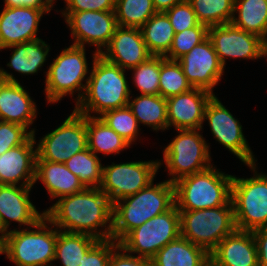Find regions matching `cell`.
<instances>
[{
	"mask_svg": "<svg viewBox=\"0 0 267 266\" xmlns=\"http://www.w3.org/2000/svg\"><path fill=\"white\" fill-rule=\"evenodd\" d=\"M173 140L163 148V159L159 168L165 164L168 181L175 183L179 179L201 172L213 165L210 143H207L201 131L203 129H178Z\"/></svg>",
	"mask_w": 267,
	"mask_h": 266,
	"instance_id": "7",
	"label": "cell"
},
{
	"mask_svg": "<svg viewBox=\"0 0 267 266\" xmlns=\"http://www.w3.org/2000/svg\"><path fill=\"white\" fill-rule=\"evenodd\" d=\"M165 13L170 19L174 33H180L199 24L195 12L188 1L174 5Z\"/></svg>",
	"mask_w": 267,
	"mask_h": 266,
	"instance_id": "41",
	"label": "cell"
},
{
	"mask_svg": "<svg viewBox=\"0 0 267 266\" xmlns=\"http://www.w3.org/2000/svg\"><path fill=\"white\" fill-rule=\"evenodd\" d=\"M6 49H13L10 54V61L7 67L13 69L16 73L28 76L35 75L45 66L51 50L50 45L39 38L33 41L24 42L20 44L7 47Z\"/></svg>",
	"mask_w": 267,
	"mask_h": 266,
	"instance_id": "26",
	"label": "cell"
},
{
	"mask_svg": "<svg viewBox=\"0 0 267 266\" xmlns=\"http://www.w3.org/2000/svg\"><path fill=\"white\" fill-rule=\"evenodd\" d=\"M0 12V51L16 44L39 39V24L43 14L55 9L30 6L3 7Z\"/></svg>",
	"mask_w": 267,
	"mask_h": 266,
	"instance_id": "18",
	"label": "cell"
},
{
	"mask_svg": "<svg viewBox=\"0 0 267 266\" xmlns=\"http://www.w3.org/2000/svg\"><path fill=\"white\" fill-rule=\"evenodd\" d=\"M56 240L57 228L44 216L32 227L7 232L6 258L16 266H53Z\"/></svg>",
	"mask_w": 267,
	"mask_h": 266,
	"instance_id": "6",
	"label": "cell"
},
{
	"mask_svg": "<svg viewBox=\"0 0 267 266\" xmlns=\"http://www.w3.org/2000/svg\"><path fill=\"white\" fill-rule=\"evenodd\" d=\"M199 23L207 27L231 22L235 0H187Z\"/></svg>",
	"mask_w": 267,
	"mask_h": 266,
	"instance_id": "33",
	"label": "cell"
},
{
	"mask_svg": "<svg viewBox=\"0 0 267 266\" xmlns=\"http://www.w3.org/2000/svg\"><path fill=\"white\" fill-rule=\"evenodd\" d=\"M0 229H2V223H1V219H0Z\"/></svg>",
	"mask_w": 267,
	"mask_h": 266,
	"instance_id": "51",
	"label": "cell"
},
{
	"mask_svg": "<svg viewBox=\"0 0 267 266\" xmlns=\"http://www.w3.org/2000/svg\"><path fill=\"white\" fill-rule=\"evenodd\" d=\"M129 71L132 72V84L140 94L159 95L160 56H151Z\"/></svg>",
	"mask_w": 267,
	"mask_h": 266,
	"instance_id": "37",
	"label": "cell"
},
{
	"mask_svg": "<svg viewBox=\"0 0 267 266\" xmlns=\"http://www.w3.org/2000/svg\"><path fill=\"white\" fill-rule=\"evenodd\" d=\"M69 28L72 45L96 47L98 54L109 45L118 27L115 11L61 12Z\"/></svg>",
	"mask_w": 267,
	"mask_h": 266,
	"instance_id": "14",
	"label": "cell"
},
{
	"mask_svg": "<svg viewBox=\"0 0 267 266\" xmlns=\"http://www.w3.org/2000/svg\"><path fill=\"white\" fill-rule=\"evenodd\" d=\"M156 12H166L174 5L185 2L187 0H152Z\"/></svg>",
	"mask_w": 267,
	"mask_h": 266,
	"instance_id": "46",
	"label": "cell"
},
{
	"mask_svg": "<svg viewBox=\"0 0 267 266\" xmlns=\"http://www.w3.org/2000/svg\"><path fill=\"white\" fill-rule=\"evenodd\" d=\"M100 55L127 71L153 56L147 49L140 28L120 26Z\"/></svg>",
	"mask_w": 267,
	"mask_h": 266,
	"instance_id": "22",
	"label": "cell"
},
{
	"mask_svg": "<svg viewBox=\"0 0 267 266\" xmlns=\"http://www.w3.org/2000/svg\"><path fill=\"white\" fill-rule=\"evenodd\" d=\"M92 52V66L86 89L74 110L84 116L99 117L105 111L128 106L132 90L126 70L107 61L96 51Z\"/></svg>",
	"mask_w": 267,
	"mask_h": 266,
	"instance_id": "2",
	"label": "cell"
},
{
	"mask_svg": "<svg viewBox=\"0 0 267 266\" xmlns=\"http://www.w3.org/2000/svg\"><path fill=\"white\" fill-rule=\"evenodd\" d=\"M159 160L112 162L103 165L102 182L99 189L110 199L111 203L136 194L147 187L156 178Z\"/></svg>",
	"mask_w": 267,
	"mask_h": 266,
	"instance_id": "12",
	"label": "cell"
},
{
	"mask_svg": "<svg viewBox=\"0 0 267 266\" xmlns=\"http://www.w3.org/2000/svg\"><path fill=\"white\" fill-rule=\"evenodd\" d=\"M119 246L115 240H98L82 257L79 266H108L112 252Z\"/></svg>",
	"mask_w": 267,
	"mask_h": 266,
	"instance_id": "40",
	"label": "cell"
},
{
	"mask_svg": "<svg viewBox=\"0 0 267 266\" xmlns=\"http://www.w3.org/2000/svg\"><path fill=\"white\" fill-rule=\"evenodd\" d=\"M33 134L24 126L0 121V155L24 144Z\"/></svg>",
	"mask_w": 267,
	"mask_h": 266,
	"instance_id": "39",
	"label": "cell"
},
{
	"mask_svg": "<svg viewBox=\"0 0 267 266\" xmlns=\"http://www.w3.org/2000/svg\"><path fill=\"white\" fill-rule=\"evenodd\" d=\"M86 50V47L71 44L53 58L44 71V93L48 104L59 103L68 95L72 98L76 96L73 99L75 105L82 99L90 76Z\"/></svg>",
	"mask_w": 267,
	"mask_h": 266,
	"instance_id": "5",
	"label": "cell"
},
{
	"mask_svg": "<svg viewBox=\"0 0 267 266\" xmlns=\"http://www.w3.org/2000/svg\"><path fill=\"white\" fill-rule=\"evenodd\" d=\"M208 38L224 68L228 58L247 61L264 58V39L231 23L208 27Z\"/></svg>",
	"mask_w": 267,
	"mask_h": 266,
	"instance_id": "15",
	"label": "cell"
},
{
	"mask_svg": "<svg viewBox=\"0 0 267 266\" xmlns=\"http://www.w3.org/2000/svg\"><path fill=\"white\" fill-rule=\"evenodd\" d=\"M205 122L208 123L214 139L245 166L257 162V158L255 159V155L243 134L241 122L233 116L215 94L205 107Z\"/></svg>",
	"mask_w": 267,
	"mask_h": 266,
	"instance_id": "13",
	"label": "cell"
},
{
	"mask_svg": "<svg viewBox=\"0 0 267 266\" xmlns=\"http://www.w3.org/2000/svg\"><path fill=\"white\" fill-rule=\"evenodd\" d=\"M258 255V266H267V226L252 231Z\"/></svg>",
	"mask_w": 267,
	"mask_h": 266,
	"instance_id": "44",
	"label": "cell"
},
{
	"mask_svg": "<svg viewBox=\"0 0 267 266\" xmlns=\"http://www.w3.org/2000/svg\"><path fill=\"white\" fill-rule=\"evenodd\" d=\"M174 204L173 183L151 182L136 194L113 203L111 238L119 243L131 230L168 211Z\"/></svg>",
	"mask_w": 267,
	"mask_h": 266,
	"instance_id": "3",
	"label": "cell"
},
{
	"mask_svg": "<svg viewBox=\"0 0 267 266\" xmlns=\"http://www.w3.org/2000/svg\"><path fill=\"white\" fill-rule=\"evenodd\" d=\"M36 135L0 155V184L35 185Z\"/></svg>",
	"mask_w": 267,
	"mask_h": 266,
	"instance_id": "21",
	"label": "cell"
},
{
	"mask_svg": "<svg viewBox=\"0 0 267 266\" xmlns=\"http://www.w3.org/2000/svg\"><path fill=\"white\" fill-rule=\"evenodd\" d=\"M218 266H258L257 245L252 231L236 230L210 253Z\"/></svg>",
	"mask_w": 267,
	"mask_h": 266,
	"instance_id": "23",
	"label": "cell"
},
{
	"mask_svg": "<svg viewBox=\"0 0 267 266\" xmlns=\"http://www.w3.org/2000/svg\"><path fill=\"white\" fill-rule=\"evenodd\" d=\"M99 117L131 146L141 140L140 125L128 106L105 111Z\"/></svg>",
	"mask_w": 267,
	"mask_h": 266,
	"instance_id": "36",
	"label": "cell"
},
{
	"mask_svg": "<svg viewBox=\"0 0 267 266\" xmlns=\"http://www.w3.org/2000/svg\"><path fill=\"white\" fill-rule=\"evenodd\" d=\"M41 181L50 200L79 193L85 188L64 163L36 160L35 184Z\"/></svg>",
	"mask_w": 267,
	"mask_h": 266,
	"instance_id": "24",
	"label": "cell"
},
{
	"mask_svg": "<svg viewBox=\"0 0 267 266\" xmlns=\"http://www.w3.org/2000/svg\"><path fill=\"white\" fill-rule=\"evenodd\" d=\"M65 7L56 12L115 11L116 0H64Z\"/></svg>",
	"mask_w": 267,
	"mask_h": 266,
	"instance_id": "42",
	"label": "cell"
},
{
	"mask_svg": "<svg viewBox=\"0 0 267 266\" xmlns=\"http://www.w3.org/2000/svg\"><path fill=\"white\" fill-rule=\"evenodd\" d=\"M202 266H218L211 258H209Z\"/></svg>",
	"mask_w": 267,
	"mask_h": 266,
	"instance_id": "48",
	"label": "cell"
},
{
	"mask_svg": "<svg viewBox=\"0 0 267 266\" xmlns=\"http://www.w3.org/2000/svg\"><path fill=\"white\" fill-rule=\"evenodd\" d=\"M180 235L209 254L237 230L232 201L216 208L179 211Z\"/></svg>",
	"mask_w": 267,
	"mask_h": 266,
	"instance_id": "9",
	"label": "cell"
},
{
	"mask_svg": "<svg viewBox=\"0 0 267 266\" xmlns=\"http://www.w3.org/2000/svg\"><path fill=\"white\" fill-rule=\"evenodd\" d=\"M38 109L35 100L30 96L13 73L0 67V121L10 122L26 127L32 134Z\"/></svg>",
	"mask_w": 267,
	"mask_h": 266,
	"instance_id": "16",
	"label": "cell"
},
{
	"mask_svg": "<svg viewBox=\"0 0 267 266\" xmlns=\"http://www.w3.org/2000/svg\"><path fill=\"white\" fill-rule=\"evenodd\" d=\"M140 30L153 56H165L169 52L175 33L166 13L156 12Z\"/></svg>",
	"mask_w": 267,
	"mask_h": 266,
	"instance_id": "30",
	"label": "cell"
},
{
	"mask_svg": "<svg viewBox=\"0 0 267 266\" xmlns=\"http://www.w3.org/2000/svg\"><path fill=\"white\" fill-rule=\"evenodd\" d=\"M4 7L30 6L35 8H53L50 0H3Z\"/></svg>",
	"mask_w": 267,
	"mask_h": 266,
	"instance_id": "45",
	"label": "cell"
},
{
	"mask_svg": "<svg viewBox=\"0 0 267 266\" xmlns=\"http://www.w3.org/2000/svg\"><path fill=\"white\" fill-rule=\"evenodd\" d=\"M66 167L78 177L84 188H99L102 182L103 164L101 158L88 148L76 153L65 163Z\"/></svg>",
	"mask_w": 267,
	"mask_h": 266,
	"instance_id": "32",
	"label": "cell"
},
{
	"mask_svg": "<svg viewBox=\"0 0 267 266\" xmlns=\"http://www.w3.org/2000/svg\"><path fill=\"white\" fill-rule=\"evenodd\" d=\"M177 61L193 88H201L214 94L213 90L223 78L225 68L208 37Z\"/></svg>",
	"mask_w": 267,
	"mask_h": 266,
	"instance_id": "17",
	"label": "cell"
},
{
	"mask_svg": "<svg viewBox=\"0 0 267 266\" xmlns=\"http://www.w3.org/2000/svg\"><path fill=\"white\" fill-rule=\"evenodd\" d=\"M207 37L208 27L201 23L196 27L185 29L180 33H175L172 46L164 58L168 60H178Z\"/></svg>",
	"mask_w": 267,
	"mask_h": 266,
	"instance_id": "38",
	"label": "cell"
},
{
	"mask_svg": "<svg viewBox=\"0 0 267 266\" xmlns=\"http://www.w3.org/2000/svg\"><path fill=\"white\" fill-rule=\"evenodd\" d=\"M45 211V217L60 231L111 239L113 204L99 188L59 198Z\"/></svg>",
	"mask_w": 267,
	"mask_h": 266,
	"instance_id": "1",
	"label": "cell"
},
{
	"mask_svg": "<svg viewBox=\"0 0 267 266\" xmlns=\"http://www.w3.org/2000/svg\"><path fill=\"white\" fill-rule=\"evenodd\" d=\"M156 10L152 0H116L115 15L120 27L141 28Z\"/></svg>",
	"mask_w": 267,
	"mask_h": 266,
	"instance_id": "34",
	"label": "cell"
},
{
	"mask_svg": "<svg viewBox=\"0 0 267 266\" xmlns=\"http://www.w3.org/2000/svg\"><path fill=\"white\" fill-rule=\"evenodd\" d=\"M54 5H55V2H57L56 0H50Z\"/></svg>",
	"mask_w": 267,
	"mask_h": 266,
	"instance_id": "50",
	"label": "cell"
},
{
	"mask_svg": "<svg viewBox=\"0 0 267 266\" xmlns=\"http://www.w3.org/2000/svg\"><path fill=\"white\" fill-rule=\"evenodd\" d=\"M87 148L86 116L73 109L61 125L36 140V160L65 163Z\"/></svg>",
	"mask_w": 267,
	"mask_h": 266,
	"instance_id": "11",
	"label": "cell"
},
{
	"mask_svg": "<svg viewBox=\"0 0 267 266\" xmlns=\"http://www.w3.org/2000/svg\"><path fill=\"white\" fill-rule=\"evenodd\" d=\"M192 88L179 62L160 56L159 95L167 99L188 92Z\"/></svg>",
	"mask_w": 267,
	"mask_h": 266,
	"instance_id": "35",
	"label": "cell"
},
{
	"mask_svg": "<svg viewBox=\"0 0 267 266\" xmlns=\"http://www.w3.org/2000/svg\"><path fill=\"white\" fill-rule=\"evenodd\" d=\"M34 186L2 185L0 184V219L2 230L9 232L11 222L18 223V228L34 226L45 211H38L31 202L30 196Z\"/></svg>",
	"mask_w": 267,
	"mask_h": 266,
	"instance_id": "19",
	"label": "cell"
},
{
	"mask_svg": "<svg viewBox=\"0 0 267 266\" xmlns=\"http://www.w3.org/2000/svg\"><path fill=\"white\" fill-rule=\"evenodd\" d=\"M210 254L181 235L161 248L151 259V266H202Z\"/></svg>",
	"mask_w": 267,
	"mask_h": 266,
	"instance_id": "25",
	"label": "cell"
},
{
	"mask_svg": "<svg viewBox=\"0 0 267 266\" xmlns=\"http://www.w3.org/2000/svg\"><path fill=\"white\" fill-rule=\"evenodd\" d=\"M264 58L267 59V37L264 39Z\"/></svg>",
	"mask_w": 267,
	"mask_h": 266,
	"instance_id": "49",
	"label": "cell"
},
{
	"mask_svg": "<svg viewBox=\"0 0 267 266\" xmlns=\"http://www.w3.org/2000/svg\"><path fill=\"white\" fill-rule=\"evenodd\" d=\"M7 232L0 229V255L6 257Z\"/></svg>",
	"mask_w": 267,
	"mask_h": 266,
	"instance_id": "47",
	"label": "cell"
},
{
	"mask_svg": "<svg viewBox=\"0 0 267 266\" xmlns=\"http://www.w3.org/2000/svg\"><path fill=\"white\" fill-rule=\"evenodd\" d=\"M133 95H130L128 107L139 125L150 127L155 132L168 130L167 100L161 95Z\"/></svg>",
	"mask_w": 267,
	"mask_h": 266,
	"instance_id": "27",
	"label": "cell"
},
{
	"mask_svg": "<svg viewBox=\"0 0 267 266\" xmlns=\"http://www.w3.org/2000/svg\"><path fill=\"white\" fill-rule=\"evenodd\" d=\"M108 266H151L150 259L126 252L120 245L112 252Z\"/></svg>",
	"mask_w": 267,
	"mask_h": 266,
	"instance_id": "43",
	"label": "cell"
},
{
	"mask_svg": "<svg viewBox=\"0 0 267 266\" xmlns=\"http://www.w3.org/2000/svg\"><path fill=\"white\" fill-rule=\"evenodd\" d=\"M179 236L180 215L174 204L168 211L131 230L119 245L132 255L151 259L161 248Z\"/></svg>",
	"mask_w": 267,
	"mask_h": 266,
	"instance_id": "10",
	"label": "cell"
},
{
	"mask_svg": "<svg viewBox=\"0 0 267 266\" xmlns=\"http://www.w3.org/2000/svg\"><path fill=\"white\" fill-rule=\"evenodd\" d=\"M88 149L99 157L119 155L125 149L131 148L130 144L117 132L110 128L100 117L86 116Z\"/></svg>",
	"mask_w": 267,
	"mask_h": 266,
	"instance_id": "28",
	"label": "cell"
},
{
	"mask_svg": "<svg viewBox=\"0 0 267 266\" xmlns=\"http://www.w3.org/2000/svg\"><path fill=\"white\" fill-rule=\"evenodd\" d=\"M98 240L90 235L68 233L57 228V240L55 244V258L61 266H79L83 255Z\"/></svg>",
	"mask_w": 267,
	"mask_h": 266,
	"instance_id": "31",
	"label": "cell"
},
{
	"mask_svg": "<svg viewBox=\"0 0 267 266\" xmlns=\"http://www.w3.org/2000/svg\"><path fill=\"white\" fill-rule=\"evenodd\" d=\"M214 94L201 88L167 98L168 130L203 129L204 111Z\"/></svg>",
	"mask_w": 267,
	"mask_h": 266,
	"instance_id": "20",
	"label": "cell"
},
{
	"mask_svg": "<svg viewBox=\"0 0 267 266\" xmlns=\"http://www.w3.org/2000/svg\"><path fill=\"white\" fill-rule=\"evenodd\" d=\"M258 164L247 165L253 172L249 178L233 175L231 201L236 227L240 231L267 226V173L259 172Z\"/></svg>",
	"mask_w": 267,
	"mask_h": 266,
	"instance_id": "8",
	"label": "cell"
},
{
	"mask_svg": "<svg viewBox=\"0 0 267 266\" xmlns=\"http://www.w3.org/2000/svg\"><path fill=\"white\" fill-rule=\"evenodd\" d=\"M230 23L265 39L267 37V0H235Z\"/></svg>",
	"mask_w": 267,
	"mask_h": 266,
	"instance_id": "29",
	"label": "cell"
},
{
	"mask_svg": "<svg viewBox=\"0 0 267 266\" xmlns=\"http://www.w3.org/2000/svg\"><path fill=\"white\" fill-rule=\"evenodd\" d=\"M233 175L212 165L174 184V199L178 211L216 208L231 201Z\"/></svg>",
	"mask_w": 267,
	"mask_h": 266,
	"instance_id": "4",
	"label": "cell"
}]
</instances>
